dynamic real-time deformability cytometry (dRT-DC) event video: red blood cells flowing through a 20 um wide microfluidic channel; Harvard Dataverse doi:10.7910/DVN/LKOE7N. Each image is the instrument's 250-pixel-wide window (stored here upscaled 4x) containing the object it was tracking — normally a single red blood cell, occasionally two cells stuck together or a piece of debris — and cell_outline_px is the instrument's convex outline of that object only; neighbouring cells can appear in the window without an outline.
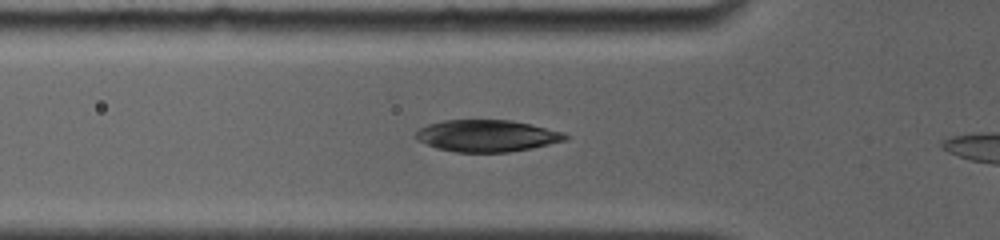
{"species": "common noctule bat (a hibernating species)", "species_latin": "Nyctalus noctula", "temperature_condition": "room temperature", "stored_images_in_passage": 5, "camera_frame_rate_fps": 4000, "um_per_image_px": 0.085, "animal": {"sex": "female", "body_mass_g": 19.0, "forearm_length_mm": 56.7}, "frame": {"image": 1, "passage_image": 2, "time_ms": 0.5, "image_size_px": [1000, 240], "cell_outline_px": [[568, 140], [532, 148], [508, 152], [456, 152], [436, 148], [416, 140], [412, 136], [420, 128], [428, 124], [444, 120], [512, 120], [532, 124], [564, 132], [568, 136]], "centroid_in_image_um": [41.38, 11.54], "position_along_channel_um": 84.4, "area_um2": 27.98}}
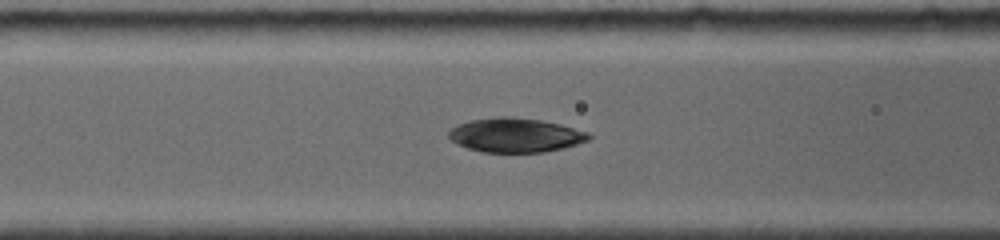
{"frame": {"image": 2, "passage_image": 4, "time_ms": 1.5, "image_size_px": [1000, 240], "cell_outline_px": [[592, 136], [588, 140], [564, 148], [544, 152], [484, 152], [468, 148], [452, 140], [448, 136], [448, 132], [456, 124], [472, 120], [500, 116], [512, 116], [540, 120], [560, 124], [588, 132]], "centroid_in_image_um": [43.82, 11.48], "position_along_channel_um": 122.8, "area_um2": 27.8}}